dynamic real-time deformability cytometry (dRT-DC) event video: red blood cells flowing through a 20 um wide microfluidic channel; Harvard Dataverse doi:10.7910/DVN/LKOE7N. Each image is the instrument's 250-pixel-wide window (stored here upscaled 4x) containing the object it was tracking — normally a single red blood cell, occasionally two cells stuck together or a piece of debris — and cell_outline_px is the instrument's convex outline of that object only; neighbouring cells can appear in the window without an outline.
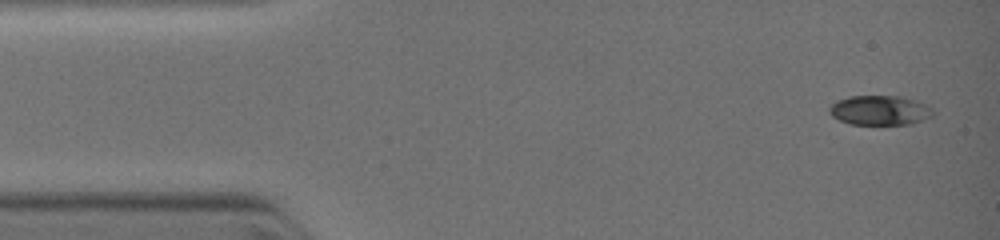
{"species": "common noctule bat (a hibernating species)", "species_latin": "Nyctalus noctula", "temperature_condition": "warm", "stored_images_in_passage": 5, "camera_frame_rate_fps": 3000, "um_per_image_px": 0.085, "animal": {"sex": "female", "body_mass_g": 19.0, "forearm_length_mm": 51.5}, "frame": {"image": 1, "passage_image": 1, "time_ms": 0.0, "image_size_px": [1000, 240], "cell_outline_px": [[932, 112], [928, 116], [920, 120], [908, 124], [852, 124], [840, 120], [832, 116], [828, 108], [836, 100], [848, 96], [904, 96], [928, 104], [932, 108]], "centroid_in_image_um": [74.75, 9.35], "position_along_channel_um": 10.2, "area_um2": 17.74}}
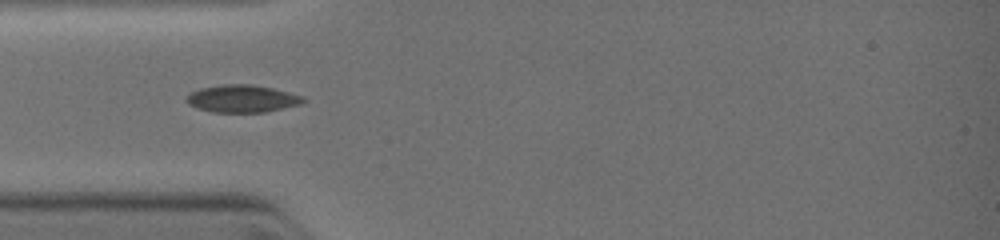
{"frame": {"image": 2, "passage_image": 4, "time_ms": 3.0, "image_size_px": [1000, 240], "cell_outline_px": [[304, 100], [300, 104], [264, 112], [212, 112], [196, 108], [188, 104], [184, 100], [192, 92], [200, 88], [224, 84], [252, 84], [272, 88], [304, 96]], "centroid_in_image_um": [20.55, 8.38], "position_along_channel_um": 64.5, "area_um2": 18.55}}